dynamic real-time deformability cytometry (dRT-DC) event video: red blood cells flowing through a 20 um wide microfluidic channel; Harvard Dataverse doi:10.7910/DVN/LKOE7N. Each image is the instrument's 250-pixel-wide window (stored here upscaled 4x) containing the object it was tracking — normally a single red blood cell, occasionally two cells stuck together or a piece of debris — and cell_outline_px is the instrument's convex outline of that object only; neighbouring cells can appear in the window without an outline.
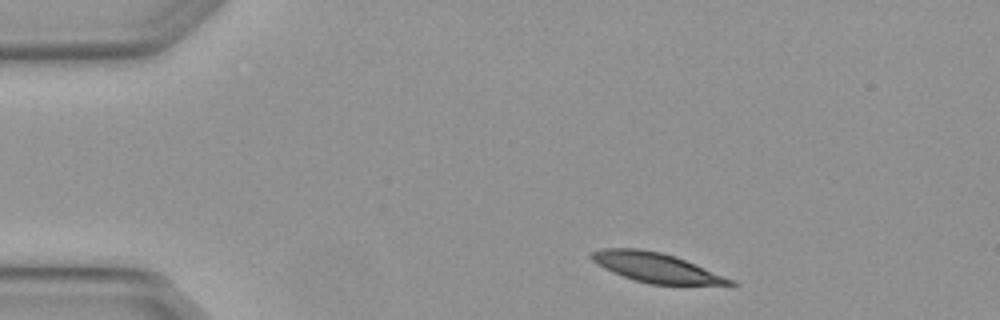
{"species": "Egyptian fruit bat (a non-hibernating species)", "species_latin": "Rousettus aegyptiacus", "temperature_condition": "warm", "stored_images_in_passage": 4, "camera_frame_rate_fps": 3000, "um_per_image_px": 0.085, "animal": {"sex": "female"}, "frame": {"image": 1, "passage_image": 1, "time_ms": 0.0, "image_size_px": [1000, 320], "cell_outline_px": [[740, 284], [648, 284], [612, 272], [596, 264], [588, 256], [588, 252], [604, 248], [640, 248], [660, 252], [676, 256], [736, 280]], "centroid_in_image_um": [55.73, 22.72], "position_along_channel_um": 29.3, "area_um2": 23.87}}
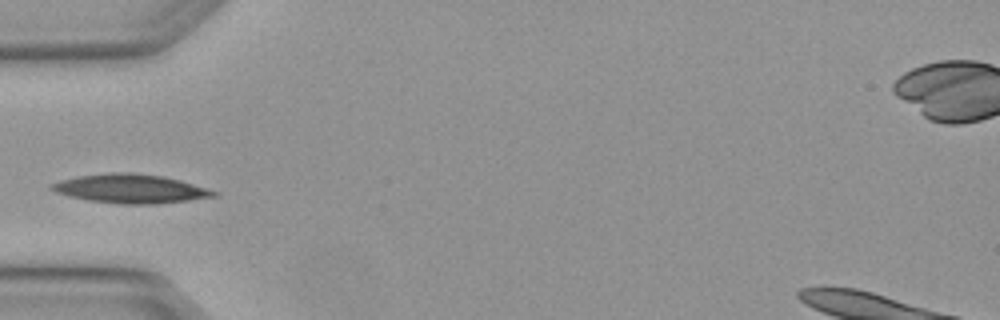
{"frame": {"image": 2, "passage_image": 3, "time_ms": 0.667, "image_size_px": [1000, 320], "cell_outline_px": [[220, 196], [156, 204], [120, 204], [88, 200], [68, 196], [56, 192], [48, 188], [52, 184], [60, 180], [80, 176], [108, 172], [132, 172], [164, 176], [180, 180], [208, 188], [220, 192]], "centroid_in_image_um": [11.14, 16.04], "position_along_channel_um": 73.9, "area_um2": 27.51}}
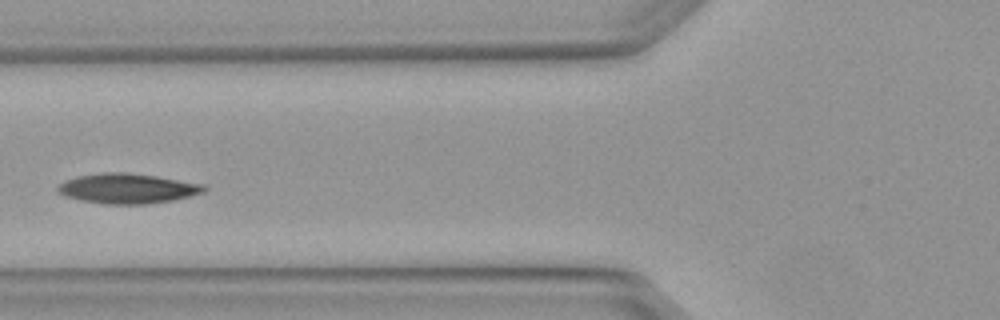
{"frame": {"image": 3, "passage_image": 4, "time_ms": 1.0, "image_size_px": [1000, 320], "cell_outline_px": [[208, 188], [204, 192], [172, 200], [144, 204], [100, 204], [80, 200], [64, 196], [56, 192], [56, 188], [64, 180], [76, 176], [100, 172], [124, 172], [156, 176], [204, 184]], "centroid_in_image_um": [10.77, 16.02], "position_along_channel_um": 115.0, "area_um2": 25.72}}